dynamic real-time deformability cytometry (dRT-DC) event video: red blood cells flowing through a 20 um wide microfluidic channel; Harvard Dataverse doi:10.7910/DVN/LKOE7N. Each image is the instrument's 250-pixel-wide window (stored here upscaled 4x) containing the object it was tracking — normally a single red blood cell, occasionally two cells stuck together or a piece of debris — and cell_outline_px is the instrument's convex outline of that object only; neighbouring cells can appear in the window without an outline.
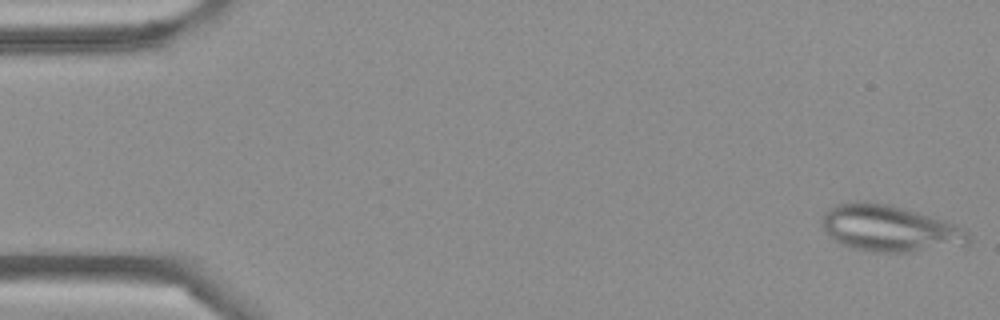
{"species": "Egyptian fruit bat (a non-hibernating species)", "species_latin": "Rousettus aegyptiacus", "temperature_condition": "cold", "stored_images_in_passage": 4, "camera_frame_rate_fps": 3000, "um_per_image_px": 0.085, "frame": {"image": 1, "passage_image": 1, "time_ms": 0.0, "image_size_px": [1000, 320], "cell_outline_px": [[972, 240], [968, 248], [908, 252], [872, 252], [852, 248], [828, 236], [824, 228], [824, 212], [828, 208], [836, 204], [856, 200], [864, 200], [888, 204], [904, 208], [944, 220], [956, 224], [968, 232]], "centroid_in_image_um": [75.74, 19.44], "position_along_channel_um": 9.3, "area_um2": 40.52}}